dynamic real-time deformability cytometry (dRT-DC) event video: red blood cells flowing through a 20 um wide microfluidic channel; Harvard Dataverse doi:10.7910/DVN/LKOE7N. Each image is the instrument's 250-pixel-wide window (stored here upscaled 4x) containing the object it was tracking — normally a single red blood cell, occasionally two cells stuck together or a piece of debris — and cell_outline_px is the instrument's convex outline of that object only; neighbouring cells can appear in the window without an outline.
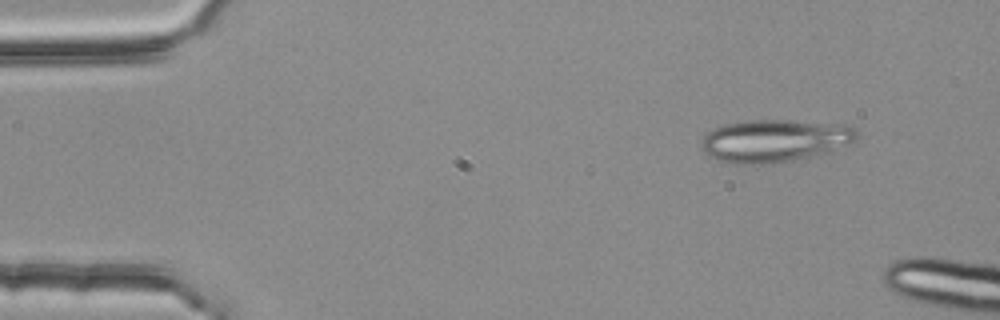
{"species": "common noctule bat (a hibernating species)", "species_latin": "Nyctalus noctula", "temperature_condition": "room temperature", "stored_images_in_passage": 4, "camera_frame_rate_fps": 3000, "um_per_image_px": 0.085, "animal": {"sex": "female", "body_mass_g": 25.1}, "frame": {"image": 1, "passage_image": 1, "time_ms": 0.0, "image_size_px": [1000, 320], "cell_outline_px": [[860, 136], [856, 140], [828, 152], [812, 156], [792, 160], [760, 164], [732, 164], [716, 160], [704, 152], [700, 148], [700, 144], [704, 136], [712, 128], [724, 124], [748, 120], [788, 120], [836, 124], [856, 128]], "centroid_in_image_um": [65.79, 11.96], "position_along_channel_um": 19.2, "area_um2": 38.61}}